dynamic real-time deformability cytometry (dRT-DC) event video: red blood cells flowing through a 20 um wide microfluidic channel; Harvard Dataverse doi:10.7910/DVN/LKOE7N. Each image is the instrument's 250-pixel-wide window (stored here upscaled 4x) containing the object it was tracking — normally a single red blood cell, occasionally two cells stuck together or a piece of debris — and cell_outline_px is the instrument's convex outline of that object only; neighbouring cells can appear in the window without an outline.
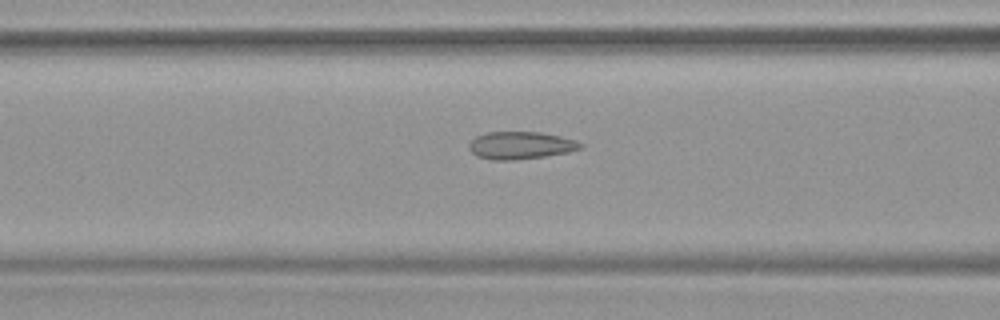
{"species": "common noctule bat (a hibernating species)", "species_latin": "Nyctalus noctula", "temperature_condition": "warm", "stored_images_in_passage": 51, "camera_frame_rate_fps": 3000, "um_per_image_px": 0.085, "animal": {"sex": "female", "body_mass_g": 19.9}, "frame": {"image": 1, "passage_image": 20, "time_ms": 6.333, "image_size_px": [1000, 320], "cell_outline_px": [[584, 148], [568, 152], [544, 156], [512, 160], [492, 160], [476, 156], [468, 148], [468, 144], [476, 136], [488, 132], [540, 132], [560, 136], [576, 140], [584, 144]], "centroid_in_image_um": [44.26, 12.35], "position_along_channel_um": 122.3, "area_um2": 17.92}}
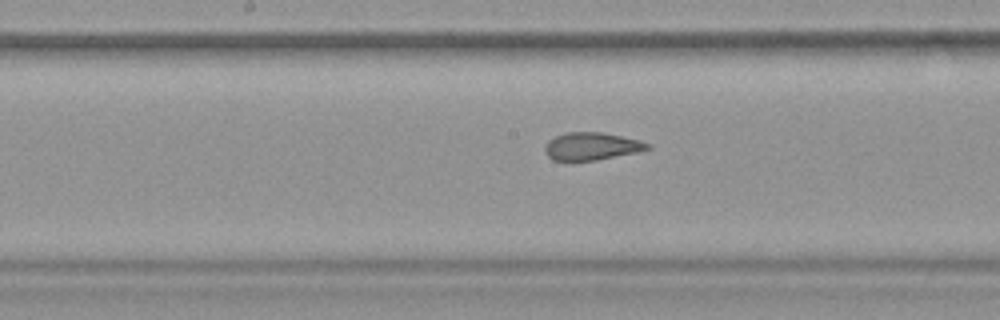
{"frame": {"image": 2, "passage_image": 26, "time_ms": 8.333, "image_size_px": [1000, 320], "cell_outline_px": [[652, 148], [640, 152], [596, 160], [552, 160], [544, 152], [544, 148], [548, 140], [564, 132], [604, 132], [640, 140], [652, 144]], "centroid_in_image_um": [50.33, 12.42], "position_along_channel_um": 197.9, "area_um2": 16.76}}
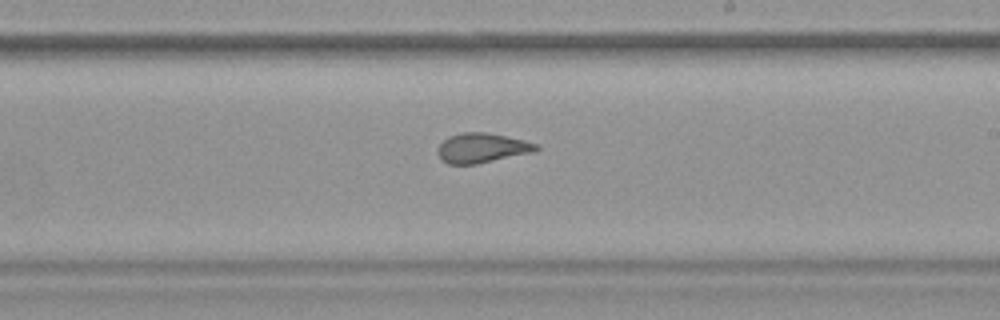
{"frame": {"image": 3, "passage_image": 30, "time_ms": 9.667, "image_size_px": [1000, 320], "cell_outline_px": [[540, 148], [536, 152], [476, 164], [448, 164], [440, 160], [436, 152], [436, 148], [448, 136], [464, 132], [488, 132], [524, 140], [540, 144]], "centroid_in_image_um": [40.97, 12.58], "position_along_channel_um": 248.0, "area_um2": 17.4}}